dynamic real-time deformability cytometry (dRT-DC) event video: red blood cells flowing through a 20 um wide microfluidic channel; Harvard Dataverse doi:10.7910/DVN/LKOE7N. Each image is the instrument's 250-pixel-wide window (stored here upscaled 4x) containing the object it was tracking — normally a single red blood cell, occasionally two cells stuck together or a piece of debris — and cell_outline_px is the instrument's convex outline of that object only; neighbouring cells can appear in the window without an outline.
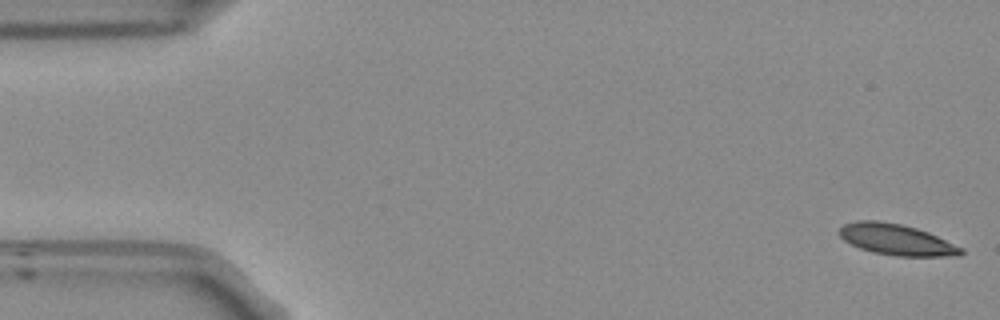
{"species": "Egyptian fruit bat (a non-hibernating species)", "species_latin": "Rousettus aegyptiacus", "temperature_condition": "room temperature", "stored_images_in_passage": 53, "camera_frame_rate_fps": 3000, "um_per_image_px": 0.085, "frame": {"image": 1, "passage_image": 1, "time_ms": 0.0, "image_size_px": [1000, 320], "cell_outline_px": [[964, 252], [960, 256], [896, 256], [872, 252], [860, 248], [844, 240], [840, 236], [840, 228], [844, 224], [856, 220], [880, 220], [900, 224], [916, 228], [928, 232], [964, 248]], "centroid_in_image_um": [76.22, 20.37], "position_along_channel_um": 8.8, "area_um2": 22.02}}
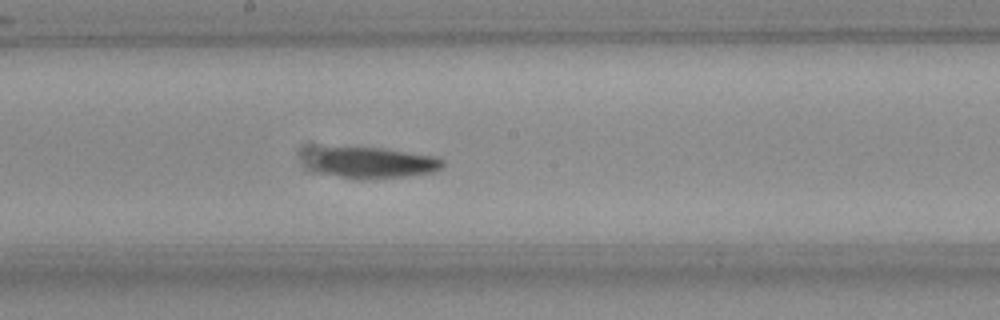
{"frame": {"image": 2, "passage_image": 28, "time_ms": 9.0, "image_size_px": [1000, 320], "cell_outline_px": [[444, 168], [436, 172], [408, 176], [364, 180], [360, 180], [336, 176], [320, 172], [316, 168], [316, 160], [320, 152], [324, 148], [380, 148], [436, 156], [444, 160]], "centroid_in_image_um": [31.91, 13.88], "position_along_channel_um": 216.3, "area_um2": 23.35}}
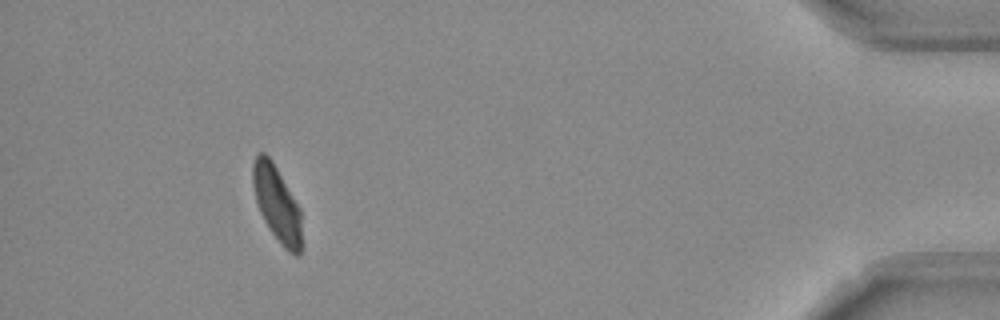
{"frame": {"image": 3, "passage_image": 49, "time_ms": 16.0, "image_size_px": [1000, 320], "cell_outline_px": [[300, 256], [296, 256], [288, 252], [284, 248], [272, 232], [264, 220], [260, 212], [256, 200], [252, 184], [252, 164], [256, 156], [260, 152], [264, 152], [272, 160], [300, 208]], "centroid_in_image_um": [23.51, 17.29], "position_along_channel_um": 411.7, "area_um2": 21.21}, "authors_computed_cell_mechanics": {"area_um2": 22.7154, "velocity_mm_per_s": 3.7385, "shape_relaxation_time_tau1_ms": 9.6177, "shape_relaxation_time_tau2_ms": 2.2213, "deformation_change_tau1": 0.1932, "deformation_change_tau2": 0.0859}}